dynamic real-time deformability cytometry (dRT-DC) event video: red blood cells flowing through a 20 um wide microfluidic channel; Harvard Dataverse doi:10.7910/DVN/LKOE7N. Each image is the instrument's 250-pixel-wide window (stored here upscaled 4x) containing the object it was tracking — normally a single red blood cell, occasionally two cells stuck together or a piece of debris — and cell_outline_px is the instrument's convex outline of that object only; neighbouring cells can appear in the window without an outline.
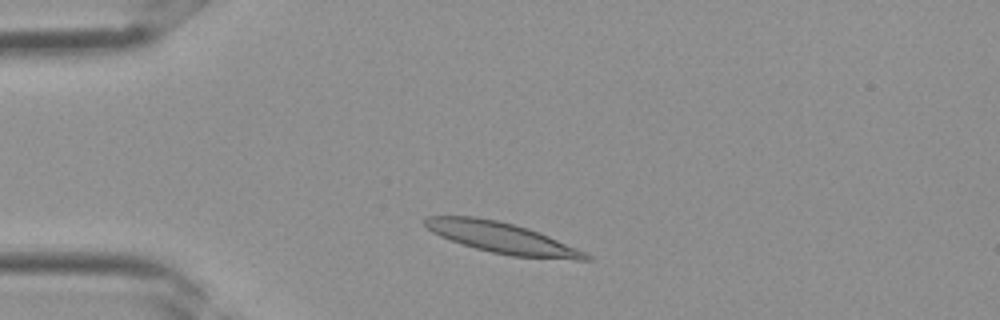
{"species": "Egyptian fruit bat (a non-hibernating species)", "species_latin": "Rousettus aegyptiacus", "temperature_condition": "room temperature", "stored_images_in_passage": 2, "camera_frame_rate_fps": 3000, "um_per_image_px": 0.085, "frame": {"image": 1, "passage_image": 1, "time_ms": 0.0, "image_size_px": [1000, 320], "cell_outline_px": [[592, 260], [576, 260], [512, 256], [492, 252], [476, 248], [440, 236], [432, 232], [424, 224], [424, 220], [428, 216], [472, 216], [496, 220], [528, 228], [540, 232], [588, 252], [592, 256]], "centroid_in_image_um": [42.76, 20.23], "position_along_channel_um": 42.2, "area_um2": 28.84}}